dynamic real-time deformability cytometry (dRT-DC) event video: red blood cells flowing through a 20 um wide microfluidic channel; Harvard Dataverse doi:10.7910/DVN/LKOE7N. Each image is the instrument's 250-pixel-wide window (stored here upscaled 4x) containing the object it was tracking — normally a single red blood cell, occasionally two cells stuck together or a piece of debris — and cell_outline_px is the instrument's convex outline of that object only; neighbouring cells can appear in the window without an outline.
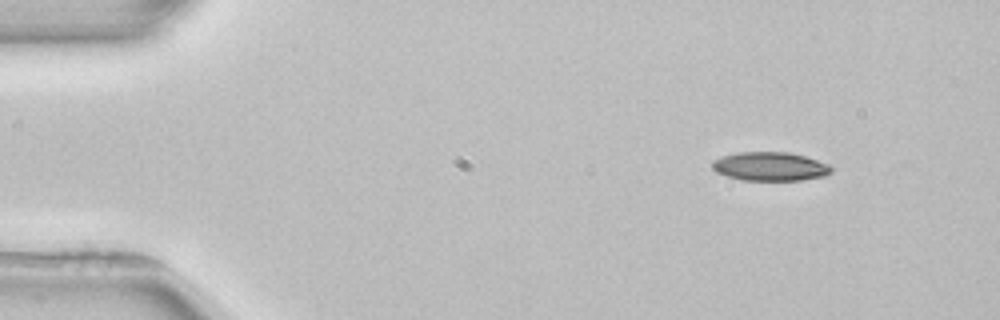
{"species": "common noctule bat (a hibernating species)", "species_latin": "Nyctalus noctula", "temperature_condition": "room temperature", "stored_images_in_passage": 3, "camera_frame_rate_fps": 3000, "um_per_image_px": 0.085, "animal": {"sex": "female", "body_mass_g": 22.7, "forearm_length_mm": 54.2}, "frame": {"image": 1, "passage_image": 1, "time_ms": 0.0, "image_size_px": [1000, 320], "cell_outline_px": [[832, 172], [824, 176], [800, 180], [744, 180], [728, 176], [716, 172], [712, 168], [712, 160], [736, 152], [788, 152], [804, 156], [828, 164], [832, 168]], "centroid_in_image_um": [65.45, 14.14], "position_along_channel_um": 19.6, "area_um2": 19.83}}